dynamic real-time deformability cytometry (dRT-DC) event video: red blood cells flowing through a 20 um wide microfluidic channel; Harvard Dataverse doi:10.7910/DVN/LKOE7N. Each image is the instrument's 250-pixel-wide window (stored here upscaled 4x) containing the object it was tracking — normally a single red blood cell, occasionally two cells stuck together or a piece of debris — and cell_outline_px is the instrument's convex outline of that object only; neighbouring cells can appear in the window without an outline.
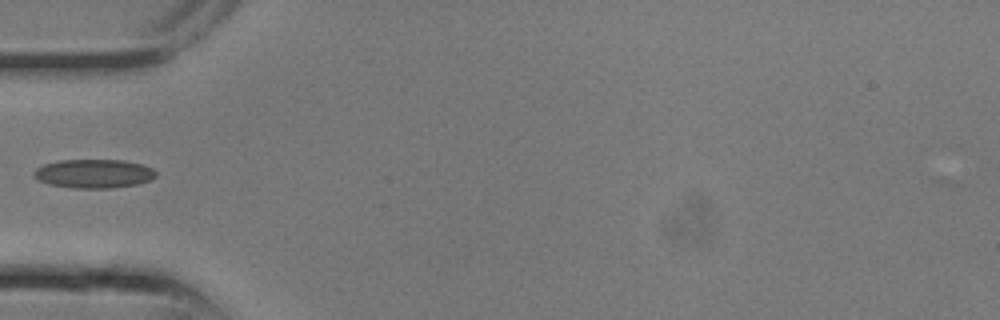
{"species": "common noctule bat (a hibernating species)", "species_latin": "Nyctalus noctula", "temperature_condition": "room temperature", "stored_images_in_passage": 13, "camera_frame_rate_fps": 3000, "um_per_image_px": 0.085, "animal": {"sex": "male", "body_mass_g": 13.3}, "frame": {"image": 1, "passage_image": 8, "time_ms": 2.333, "image_size_px": [1000, 320], "cell_outline_px": [[156, 176], [152, 180], [136, 184], [112, 188], [72, 188], [48, 184], [32, 176], [32, 172], [36, 168], [44, 164], [60, 160], [124, 160], [140, 164], [152, 168], [156, 172]], "centroid_in_image_um": [7.96, 14.76], "position_along_channel_um": 77.0, "area_um2": 20.58}}
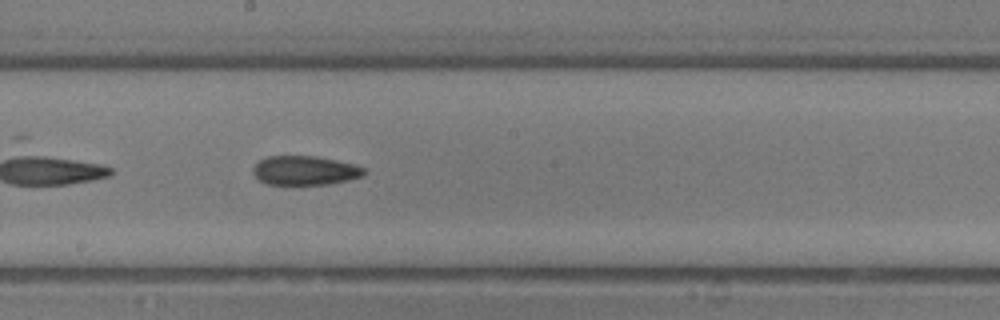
{"frame": {"image": 2, "passage_image": 13, "time_ms": 4.0, "image_size_px": [1000, 320], "cell_outline_px": [[364, 176], [348, 180], [328, 184], [268, 184], [260, 180], [252, 172], [252, 168], [260, 160], [268, 156], [316, 156], [356, 164], [364, 168]], "centroid_in_image_um": [25.93, 14.48], "position_along_channel_um": 222.3, "area_um2": 18.79}}